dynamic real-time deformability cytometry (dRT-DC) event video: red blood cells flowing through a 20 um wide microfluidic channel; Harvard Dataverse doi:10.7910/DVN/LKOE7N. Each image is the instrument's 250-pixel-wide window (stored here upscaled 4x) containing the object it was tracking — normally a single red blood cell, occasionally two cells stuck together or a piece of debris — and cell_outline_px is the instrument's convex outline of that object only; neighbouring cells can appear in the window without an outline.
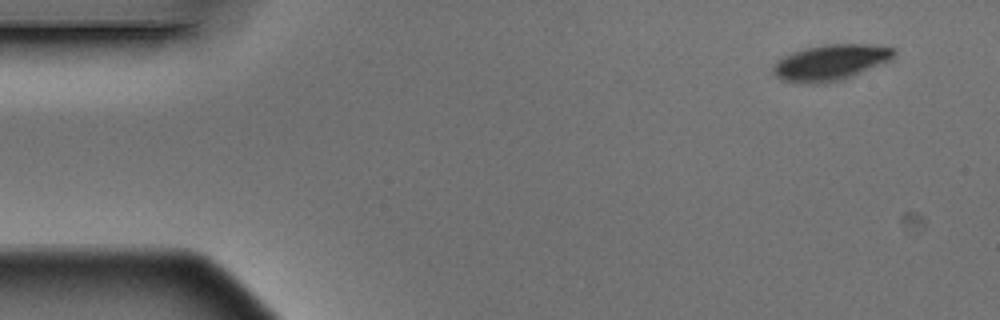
{"species": "Egyptian fruit bat (a non-hibernating species)", "species_latin": "Rousettus aegyptiacus", "temperature_condition": "warm", "stored_images_in_passage": 4, "camera_frame_rate_fps": 3000, "um_per_image_px": 0.085, "animal": {"sex": "male"}, "frame": {"image": 1, "passage_image": 1, "time_ms": 0.0, "image_size_px": [1000, 320], "cell_outline_px": [[896, 52], [892, 60], [852, 76], [840, 80], [820, 84], [808, 84], [784, 80], [776, 76], [772, 72], [772, 64], [776, 60], [792, 52], [804, 48], [824, 44], [868, 44], [892, 48]], "centroid_in_image_um": [70.57, 5.31], "position_along_channel_um": 14.4, "area_um2": 25.37}}
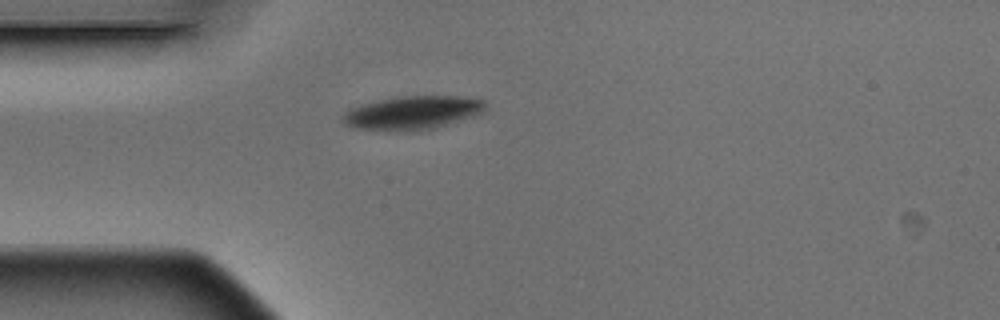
{"frame": {"image": 2, "passage_image": 4, "time_ms": 1.0, "image_size_px": [1000, 320], "cell_outline_px": [[484, 112], [448, 124], [432, 128], [396, 132], [352, 128], [344, 124], [340, 116], [344, 112], [352, 108], [364, 104], [380, 100], [404, 96], [456, 96], [484, 100]], "centroid_in_image_um": [35.0, 9.6], "position_along_channel_um": 50.0, "area_um2": 27.63}}